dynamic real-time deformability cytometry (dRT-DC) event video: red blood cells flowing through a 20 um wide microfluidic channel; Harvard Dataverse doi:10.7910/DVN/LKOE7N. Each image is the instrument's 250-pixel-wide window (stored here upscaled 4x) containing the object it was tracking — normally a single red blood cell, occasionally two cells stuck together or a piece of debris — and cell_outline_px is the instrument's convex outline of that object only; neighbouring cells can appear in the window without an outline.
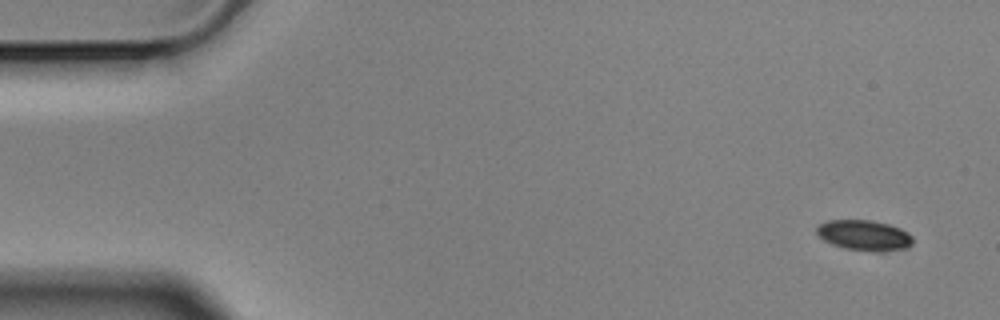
{"species": "Egyptian fruit bat (a non-hibernating species)", "species_latin": "Rousettus aegyptiacus", "temperature_condition": "cold", "stored_images_in_passage": 5, "camera_frame_rate_fps": 3000, "um_per_image_px": 0.085, "animal": {"sex": "male"}, "frame": {"image": 1, "passage_image": 1, "time_ms": 0.0, "image_size_px": [1000, 320], "cell_outline_px": [[912, 244], [904, 248], [880, 252], [868, 252], [844, 248], [832, 244], [824, 240], [816, 232], [816, 228], [820, 224], [828, 220], [872, 220], [888, 224], [900, 228], [908, 232], [912, 236]], "centroid_in_image_um": [73.46, 20.01], "position_along_channel_um": 11.5, "area_um2": 17.11}}
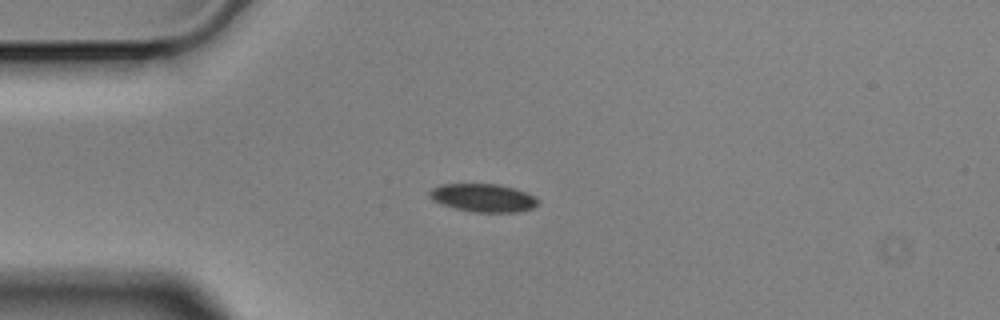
{"frame": {"image": 2, "passage_image": 4, "time_ms": 1.0, "image_size_px": [1000, 320], "cell_outline_px": [[540, 200], [532, 208], [516, 212], [472, 212], [440, 204], [432, 200], [428, 196], [428, 192], [432, 188], [440, 184], [500, 184], [536, 196]], "centroid_in_image_um": [41.03, 16.81], "position_along_channel_um": 44.0, "area_um2": 17.8}}